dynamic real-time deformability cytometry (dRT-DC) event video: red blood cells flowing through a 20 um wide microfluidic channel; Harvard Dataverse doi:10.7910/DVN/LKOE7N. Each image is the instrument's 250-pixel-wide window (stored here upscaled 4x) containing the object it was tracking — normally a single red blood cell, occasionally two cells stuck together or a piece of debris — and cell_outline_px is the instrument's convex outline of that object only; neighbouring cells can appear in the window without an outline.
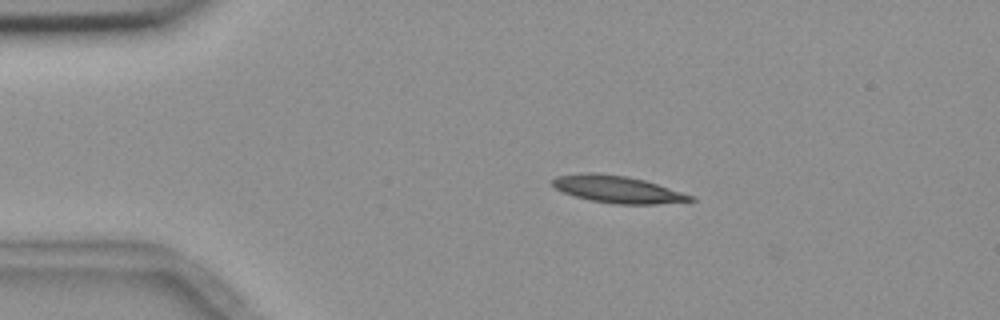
{"species": "common noctule bat (a hibernating species)", "species_latin": "Nyctalus noctula", "temperature_condition": "room temperature", "stored_images_in_passage": 5, "camera_frame_rate_fps": 3000, "um_per_image_px": 0.085, "animal": {"sex": "female", "body_mass_g": 18.4}, "frame": {"image": 1, "passage_image": 3, "time_ms": 0.667, "image_size_px": [1000, 320], "cell_outline_px": [[696, 200], [656, 204], [616, 204], [592, 200], [576, 196], [564, 192], [556, 188], [552, 184], [552, 180], [556, 176], [580, 172], [596, 172], [628, 176], [644, 180], [696, 196]], "centroid_in_image_um": [52.51, 16.07], "position_along_channel_um": 32.5, "area_um2": 21.79}}